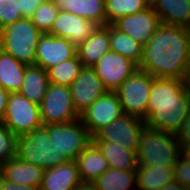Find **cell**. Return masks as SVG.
I'll return each instance as SVG.
<instances>
[{"mask_svg": "<svg viewBox=\"0 0 190 190\" xmlns=\"http://www.w3.org/2000/svg\"><path fill=\"white\" fill-rule=\"evenodd\" d=\"M76 51L77 47L67 39L42 34L36 47L35 65L47 71L50 67L73 58Z\"/></svg>", "mask_w": 190, "mask_h": 190, "instance_id": "15", "label": "cell"}, {"mask_svg": "<svg viewBox=\"0 0 190 190\" xmlns=\"http://www.w3.org/2000/svg\"><path fill=\"white\" fill-rule=\"evenodd\" d=\"M184 155H186V157H188L190 159V147H188L184 152Z\"/></svg>", "mask_w": 190, "mask_h": 190, "instance_id": "43", "label": "cell"}, {"mask_svg": "<svg viewBox=\"0 0 190 190\" xmlns=\"http://www.w3.org/2000/svg\"><path fill=\"white\" fill-rule=\"evenodd\" d=\"M107 24L127 15L139 13L151 6V0H105Z\"/></svg>", "mask_w": 190, "mask_h": 190, "instance_id": "29", "label": "cell"}, {"mask_svg": "<svg viewBox=\"0 0 190 190\" xmlns=\"http://www.w3.org/2000/svg\"><path fill=\"white\" fill-rule=\"evenodd\" d=\"M0 190H40V187L12 183L0 175Z\"/></svg>", "mask_w": 190, "mask_h": 190, "instance_id": "37", "label": "cell"}, {"mask_svg": "<svg viewBox=\"0 0 190 190\" xmlns=\"http://www.w3.org/2000/svg\"><path fill=\"white\" fill-rule=\"evenodd\" d=\"M176 139L182 152L190 147V109L181 128L176 132Z\"/></svg>", "mask_w": 190, "mask_h": 190, "instance_id": "35", "label": "cell"}, {"mask_svg": "<svg viewBox=\"0 0 190 190\" xmlns=\"http://www.w3.org/2000/svg\"><path fill=\"white\" fill-rule=\"evenodd\" d=\"M41 3V0H16V7L17 11H21L22 18H30Z\"/></svg>", "mask_w": 190, "mask_h": 190, "instance_id": "36", "label": "cell"}, {"mask_svg": "<svg viewBox=\"0 0 190 190\" xmlns=\"http://www.w3.org/2000/svg\"><path fill=\"white\" fill-rule=\"evenodd\" d=\"M60 11L70 12L99 26L107 25L105 0H54Z\"/></svg>", "mask_w": 190, "mask_h": 190, "instance_id": "21", "label": "cell"}, {"mask_svg": "<svg viewBox=\"0 0 190 190\" xmlns=\"http://www.w3.org/2000/svg\"><path fill=\"white\" fill-rule=\"evenodd\" d=\"M49 139H52L56 150L68 161H76L77 157L93 142V137L79 118L63 124L43 125Z\"/></svg>", "mask_w": 190, "mask_h": 190, "instance_id": "6", "label": "cell"}, {"mask_svg": "<svg viewBox=\"0 0 190 190\" xmlns=\"http://www.w3.org/2000/svg\"><path fill=\"white\" fill-rule=\"evenodd\" d=\"M151 6L161 23L190 26V0H151Z\"/></svg>", "mask_w": 190, "mask_h": 190, "instance_id": "20", "label": "cell"}, {"mask_svg": "<svg viewBox=\"0 0 190 190\" xmlns=\"http://www.w3.org/2000/svg\"><path fill=\"white\" fill-rule=\"evenodd\" d=\"M110 50L135 62L138 66L143 57V45L128 34L120 32L109 24Z\"/></svg>", "mask_w": 190, "mask_h": 190, "instance_id": "27", "label": "cell"}, {"mask_svg": "<svg viewBox=\"0 0 190 190\" xmlns=\"http://www.w3.org/2000/svg\"><path fill=\"white\" fill-rule=\"evenodd\" d=\"M3 123L17 136L32 132L43 126L40 106L19 92L9 93Z\"/></svg>", "mask_w": 190, "mask_h": 190, "instance_id": "9", "label": "cell"}, {"mask_svg": "<svg viewBox=\"0 0 190 190\" xmlns=\"http://www.w3.org/2000/svg\"><path fill=\"white\" fill-rule=\"evenodd\" d=\"M92 183L97 190H131L137 183L136 171L109 168Z\"/></svg>", "mask_w": 190, "mask_h": 190, "instance_id": "28", "label": "cell"}, {"mask_svg": "<svg viewBox=\"0 0 190 190\" xmlns=\"http://www.w3.org/2000/svg\"><path fill=\"white\" fill-rule=\"evenodd\" d=\"M73 190H97L93 183L82 182L79 185H76Z\"/></svg>", "mask_w": 190, "mask_h": 190, "instance_id": "40", "label": "cell"}, {"mask_svg": "<svg viewBox=\"0 0 190 190\" xmlns=\"http://www.w3.org/2000/svg\"><path fill=\"white\" fill-rule=\"evenodd\" d=\"M59 9L54 0L44 1L30 17L36 28L43 34L49 33L54 19L59 13Z\"/></svg>", "mask_w": 190, "mask_h": 190, "instance_id": "31", "label": "cell"}, {"mask_svg": "<svg viewBox=\"0 0 190 190\" xmlns=\"http://www.w3.org/2000/svg\"><path fill=\"white\" fill-rule=\"evenodd\" d=\"M22 18L21 11H17L16 0H6L2 4V29Z\"/></svg>", "mask_w": 190, "mask_h": 190, "instance_id": "34", "label": "cell"}, {"mask_svg": "<svg viewBox=\"0 0 190 190\" xmlns=\"http://www.w3.org/2000/svg\"><path fill=\"white\" fill-rule=\"evenodd\" d=\"M39 106L43 125L69 123L80 118L73 105L70 86L49 82Z\"/></svg>", "mask_w": 190, "mask_h": 190, "instance_id": "8", "label": "cell"}, {"mask_svg": "<svg viewBox=\"0 0 190 190\" xmlns=\"http://www.w3.org/2000/svg\"><path fill=\"white\" fill-rule=\"evenodd\" d=\"M152 76L139 68L115 91L124 114L147 119Z\"/></svg>", "mask_w": 190, "mask_h": 190, "instance_id": "7", "label": "cell"}, {"mask_svg": "<svg viewBox=\"0 0 190 190\" xmlns=\"http://www.w3.org/2000/svg\"><path fill=\"white\" fill-rule=\"evenodd\" d=\"M160 24L161 21L158 15L153 7L150 6L139 13L122 17L116 20L112 25L120 32L128 34L135 41L144 46Z\"/></svg>", "mask_w": 190, "mask_h": 190, "instance_id": "16", "label": "cell"}, {"mask_svg": "<svg viewBox=\"0 0 190 190\" xmlns=\"http://www.w3.org/2000/svg\"><path fill=\"white\" fill-rule=\"evenodd\" d=\"M30 18H21L0 30V49L26 65H35L36 47L42 36Z\"/></svg>", "mask_w": 190, "mask_h": 190, "instance_id": "4", "label": "cell"}, {"mask_svg": "<svg viewBox=\"0 0 190 190\" xmlns=\"http://www.w3.org/2000/svg\"><path fill=\"white\" fill-rule=\"evenodd\" d=\"M83 182L92 183L110 167L99 148L92 142L76 159Z\"/></svg>", "mask_w": 190, "mask_h": 190, "instance_id": "22", "label": "cell"}, {"mask_svg": "<svg viewBox=\"0 0 190 190\" xmlns=\"http://www.w3.org/2000/svg\"><path fill=\"white\" fill-rule=\"evenodd\" d=\"M99 25L76 14L59 11L48 33L67 39L76 47L84 43Z\"/></svg>", "mask_w": 190, "mask_h": 190, "instance_id": "14", "label": "cell"}, {"mask_svg": "<svg viewBox=\"0 0 190 190\" xmlns=\"http://www.w3.org/2000/svg\"><path fill=\"white\" fill-rule=\"evenodd\" d=\"M190 109V94L185 80L152 76L146 126L175 133L181 128Z\"/></svg>", "mask_w": 190, "mask_h": 190, "instance_id": "2", "label": "cell"}, {"mask_svg": "<svg viewBox=\"0 0 190 190\" xmlns=\"http://www.w3.org/2000/svg\"><path fill=\"white\" fill-rule=\"evenodd\" d=\"M18 137L0 122V165L17 157Z\"/></svg>", "mask_w": 190, "mask_h": 190, "instance_id": "32", "label": "cell"}, {"mask_svg": "<svg viewBox=\"0 0 190 190\" xmlns=\"http://www.w3.org/2000/svg\"><path fill=\"white\" fill-rule=\"evenodd\" d=\"M26 66L0 49V87L9 93L19 92Z\"/></svg>", "mask_w": 190, "mask_h": 190, "instance_id": "25", "label": "cell"}, {"mask_svg": "<svg viewBox=\"0 0 190 190\" xmlns=\"http://www.w3.org/2000/svg\"><path fill=\"white\" fill-rule=\"evenodd\" d=\"M138 67L153 77L185 80L190 67L188 28L161 23L143 46Z\"/></svg>", "mask_w": 190, "mask_h": 190, "instance_id": "1", "label": "cell"}, {"mask_svg": "<svg viewBox=\"0 0 190 190\" xmlns=\"http://www.w3.org/2000/svg\"><path fill=\"white\" fill-rule=\"evenodd\" d=\"M48 84L47 71L37 65H27L19 93L31 102L40 105Z\"/></svg>", "mask_w": 190, "mask_h": 190, "instance_id": "23", "label": "cell"}, {"mask_svg": "<svg viewBox=\"0 0 190 190\" xmlns=\"http://www.w3.org/2000/svg\"><path fill=\"white\" fill-rule=\"evenodd\" d=\"M82 182L76 161H67L44 170L40 190H73Z\"/></svg>", "mask_w": 190, "mask_h": 190, "instance_id": "17", "label": "cell"}, {"mask_svg": "<svg viewBox=\"0 0 190 190\" xmlns=\"http://www.w3.org/2000/svg\"><path fill=\"white\" fill-rule=\"evenodd\" d=\"M8 96L9 92L0 87V122H3Z\"/></svg>", "mask_w": 190, "mask_h": 190, "instance_id": "38", "label": "cell"}, {"mask_svg": "<svg viewBox=\"0 0 190 190\" xmlns=\"http://www.w3.org/2000/svg\"><path fill=\"white\" fill-rule=\"evenodd\" d=\"M174 179L181 185L186 186L190 183V159L182 154L173 167Z\"/></svg>", "mask_w": 190, "mask_h": 190, "instance_id": "33", "label": "cell"}, {"mask_svg": "<svg viewBox=\"0 0 190 190\" xmlns=\"http://www.w3.org/2000/svg\"><path fill=\"white\" fill-rule=\"evenodd\" d=\"M146 127L142 118L123 114L107 126L100 129L94 136L93 141H110L123 146L125 149L137 152L139 139Z\"/></svg>", "mask_w": 190, "mask_h": 190, "instance_id": "10", "label": "cell"}, {"mask_svg": "<svg viewBox=\"0 0 190 190\" xmlns=\"http://www.w3.org/2000/svg\"><path fill=\"white\" fill-rule=\"evenodd\" d=\"M110 50L109 24L98 26L94 33L77 46V56L84 67H94Z\"/></svg>", "mask_w": 190, "mask_h": 190, "instance_id": "19", "label": "cell"}, {"mask_svg": "<svg viewBox=\"0 0 190 190\" xmlns=\"http://www.w3.org/2000/svg\"><path fill=\"white\" fill-rule=\"evenodd\" d=\"M70 90L74 108L79 114L107 92L94 68L84 66L81 68L78 77L70 85Z\"/></svg>", "mask_w": 190, "mask_h": 190, "instance_id": "13", "label": "cell"}, {"mask_svg": "<svg viewBox=\"0 0 190 190\" xmlns=\"http://www.w3.org/2000/svg\"><path fill=\"white\" fill-rule=\"evenodd\" d=\"M17 157L44 170L68 161L62 153L58 154L43 126L18 137Z\"/></svg>", "mask_w": 190, "mask_h": 190, "instance_id": "5", "label": "cell"}, {"mask_svg": "<svg viewBox=\"0 0 190 190\" xmlns=\"http://www.w3.org/2000/svg\"><path fill=\"white\" fill-rule=\"evenodd\" d=\"M185 84H186L187 91L190 94V67H189V69L187 71V75H186V78H185Z\"/></svg>", "mask_w": 190, "mask_h": 190, "instance_id": "41", "label": "cell"}, {"mask_svg": "<svg viewBox=\"0 0 190 190\" xmlns=\"http://www.w3.org/2000/svg\"><path fill=\"white\" fill-rule=\"evenodd\" d=\"M174 180L173 168L155 165L152 167L138 166L136 170V182L145 190H160Z\"/></svg>", "mask_w": 190, "mask_h": 190, "instance_id": "26", "label": "cell"}, {"mask_svg": "<svg viewBox=\"0 0 190 190\" xmlns=\"http://www.w3.org/2000/svg\"><path fill=\"white\" fill-rule=\"evenodd\" d=\"M123 114L116 92L107 91L80 114V119L93 137L100 129Z\"/></svg>", "mask_w": 190, "mask_h": 190, "instance_id": "12", "label": "cell"}, {"mask_svg": "<svg viewBox=\"0 0 190 190\" xmlns=\"http://www.w3.org/2000/svg\"><path fill=\"white\" fill-rule=\"evenodd\" d=\"M93 68L106 90L115 92L139 67L127 57L109 50Z\"/></svg>", "mask_w": 190, "mask_h": 190, "instance_id": "11", "label": "cell"}, {"mask_svg": "<svg viewBox=\"0 0 190 190\" xmlns=\"http://www.w3.org/2000/svg\"><path fill=\"white\" fill-rule=\"evenodd\" d=\"M131 190H145L143 187L139 186L137 183Z\"/></svg>", "mask_w": 190, "mask_h": 190, "instance_id": "44", "label": "cell"}, {"mask_svg": "<svg viewBox=\"0 0 190 190\" xmlns=\"http://www.w3.org/2000/svg\"><path fill=\"white\" fill-rule=\"evenodd\" d=\"M44 169L38 165L28 164L18 157L8 160L0 165V175L9 182L40 187Z\"/></svg>", "mask_w": 190, "mask_h": 190, "instance_id": "18", "label": "cell"}, {"mask_svg": "<svg viewBox=\"0 0 190 190\" xmlns=\"http://www.w3.org/2000/svg\"><path fill=\"white\" fill-rule=\"evenodd\" d=\"M82 67L76 54L73 58L50 67L47 70L48 80L53 84L70 86L78 77Z\"/></svg>", "mask_w": 190, "mask_h": 190, "instance_id": "30", "label": "cell"}, {"mask_svg": "<svg viewBox=\"0 0 190 190\" xmlns=\"http://www.w3.org/2000/svg\"><path fill=\"white\" fill-rule=\"evenodd\" d=\"M107 160L109 167L117 170L136 171V153L110 141H93Z\"/></svg>", "mask_w": 190, "mask_h": 190, "instance_id": "24", "label": "cell"}, {"mask_svg": "<svg viewBox=\"0 0 190 190\" xmlns=\"http://www.w3.org/2000/svg\"><path fill=\"white\" fill-rule=\"evenodd\" d=\"M186 190H190V183L186 185Z\"/></svg>", "mask_w": 190, "mask_h": 190, "instance_id": "45", "label": "cell"}, {"mask_svg": "<svg viewBox=\"0 0 190 190\" xmlns=\"http://www.w3.org/2000/svg\"><path fill=\"white\" fill-rule=\"evenodd\" d=\"M182 154L175 133L154 130L146 126L139 139L136 159L138 166L160 165L173 168Z\"/></svg>", "mask_w": 190, "mask_h": 190, "instance_id": "3", "label": "cell"}, {"mask_svg": "<svg viewBox=\"0 0 190 190\" xmlns=\"http://www.w3.org/2000/svg\"><path fill=\"white\" fill-rule=\"evenodd\" d=\"M6 0H0V4H4Z\"/></svg>", "mask_w": 190, "mask_h": 190, "instance_id": "46", "label": "cell"}, {"mask_svg": "<svg viewBox=\"0 0 190 190\" xmlns=\"http://www.w3.org/2000/svg\"><path fill=\"white\" fill-rule=\"evenodd\" d=\"M160 190H186V186L181 185L178 181H171L167 183Z\"/></svg>", "mask_w": 190, "mask_h": 190, "instance_id": "39", "label": "cell"}, {"mask_svg": "<svg viewBox=\"0 0 190 190\" xmlns=\"http://www.w3.org/2000/svg\"><path fill=\"white\" fill-rule=\"evenodd\" d=\"M2 29V4H0V30Z\"/></svg>", "mask_w": 190, "mask_h": 190, "instance_id": "42", "label": "cell"}]
</instances>
